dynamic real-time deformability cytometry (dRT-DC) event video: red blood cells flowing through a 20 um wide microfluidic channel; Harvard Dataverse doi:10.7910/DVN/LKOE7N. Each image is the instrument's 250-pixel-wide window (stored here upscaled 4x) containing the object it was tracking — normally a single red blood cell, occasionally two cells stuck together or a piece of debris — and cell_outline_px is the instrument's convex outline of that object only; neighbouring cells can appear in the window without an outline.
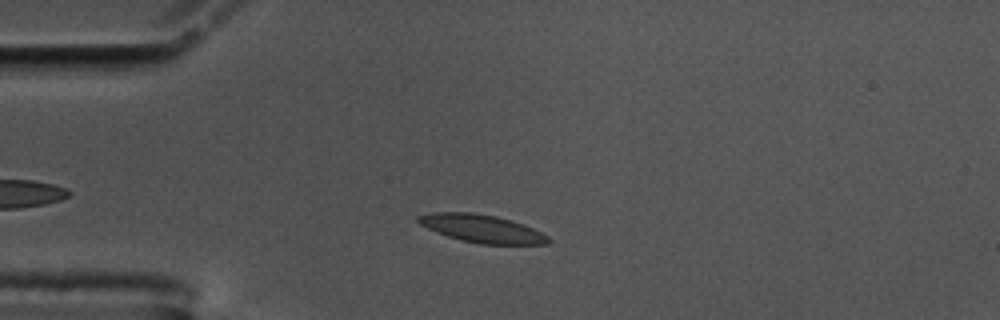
{"species": "common noctule bat (a hibernating species)", "species_latin": "Nyctalus noctula", "temperature_condition": "cold", "stored_images_in_passage": 45, "camera_frame_rate_fps": 3000, "um_per_image_px": 0.085, "animal": {"sex": "male", "body_mass_g": 17.5, "forearm_length_mm": 52.3}, "frame": {"image": 1, "passage_image": 9, "time_ms": 2.667, "image_size_px": [1000, 320], "cell_outline_px": [[552, 240], [548, 244], [480, 244], [460, 240], [436, 232], [420, 224], [416, 220], [416, 216], [432, 212], [472, 212], [496, 216], [512, 220], [524, 224], [548, 236]], "centroid_in_image_um": [40.95, 19.42], "position_along_channel_um": 44.0, "area_um2": 21.21}}
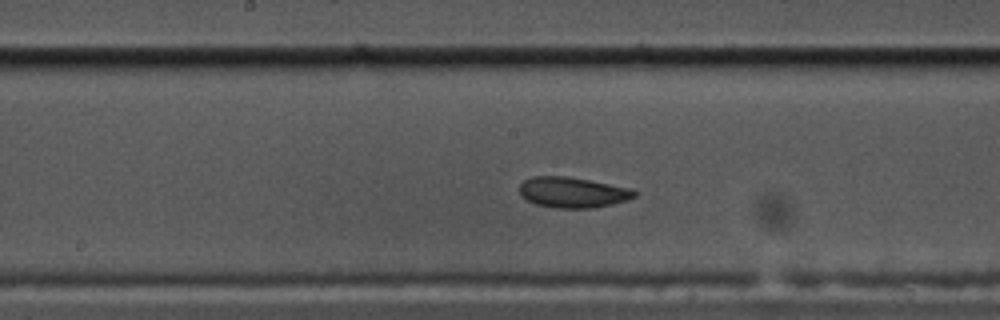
{"frame": {"image": 2, "passage_image": 24, "time_ms": 7.667, "image_size_px": [1000, 320], "cell_outline_px": [[636, 196], [628, 200], [612, 204], [592, 208], [552, 208], [536, 204], [520, 196], [520, 184], [524, 180], [532, 176], [568, 176], [632, 188], [636, 192]], "centroid_in_image_um": [48.67, 16.35], "position_along_channel_um": 199.5, "area_um2": 20.63}}
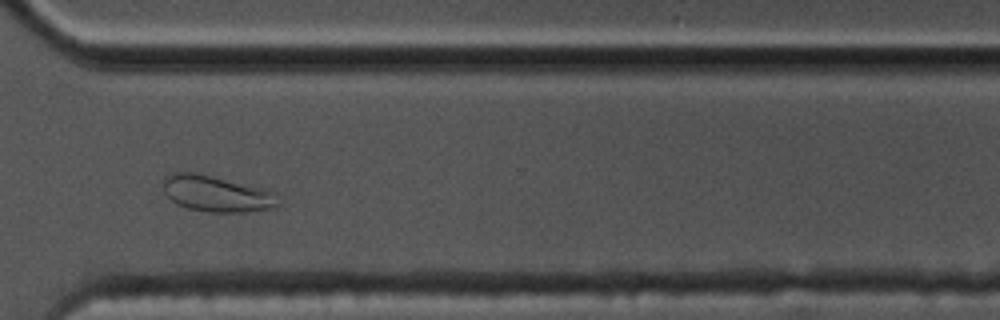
{"frame": {"image": 3, "passage_image": 37, "time_ms": 12.0, "image_size_px": [1000, 320], "cell_outline_px": [[280, 204], [276, 208], [248, 212], [208, 212], [188, 208], [176, 204], [164, 192], [160, 180], [164, 176], [172, 172], [196, 172], [264, 188], [272, 192]], "centroid_in_image_um": [18.36, 16.46], "position_along_channel_um": 352.2, "area_um2": 24.57}, "authors_computed_cell_mechanics": {"area_um2": 20.7502, "velocity_mm_per_s": 3.5147, "shape_relaxation_time_tau1_ms": 3.5413, "shape_relaxation_time_tau2_ms": 1.7503, "deformation_change_tau1": 0.1153, "deformation_change_tau2": 0.0508}}